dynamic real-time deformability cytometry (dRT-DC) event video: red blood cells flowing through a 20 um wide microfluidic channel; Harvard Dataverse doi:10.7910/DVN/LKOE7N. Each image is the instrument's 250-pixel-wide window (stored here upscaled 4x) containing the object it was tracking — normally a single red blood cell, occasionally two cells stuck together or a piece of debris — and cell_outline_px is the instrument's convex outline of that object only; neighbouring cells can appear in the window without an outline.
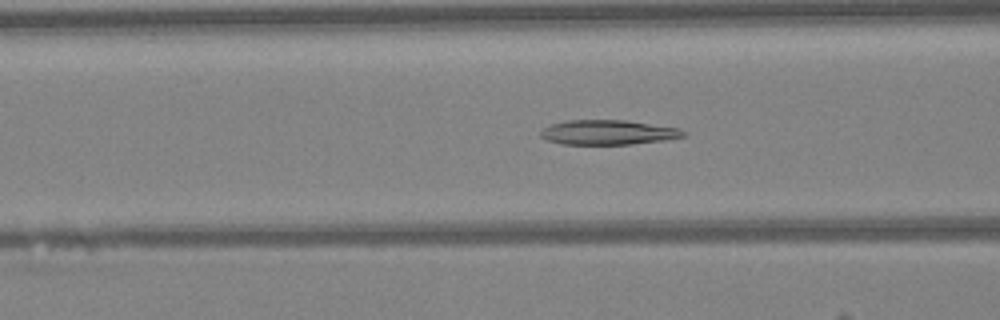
{"species": "Egyptian fruit bat (a non-hibernating species)", "species_latin": "Rousettus aegyptiacus", "temperature_condition": "warm", "stored_images_in_passage": 47, "camera_frame_rate_fps": 3000, "um_per_image_px": 0.085, "animal": {"sex": "female"}, "frame": {"image": 1, "passage_image": 18, "time_ms": 5.667, "image_size_px": [1000, 320], "cell_outline_px": [[688, 132], [684, 136], [664, 140], [632, 144], [560, 144], [548, 140], [540, 136], [540, 132], [544, 128], [552, 124], [568, 120], [624, 120], [680, 128]], "centroid_in_image_um": [51.7, 11.25], "position_along_channel_um": 114.9, "area_um2": 20.46}}
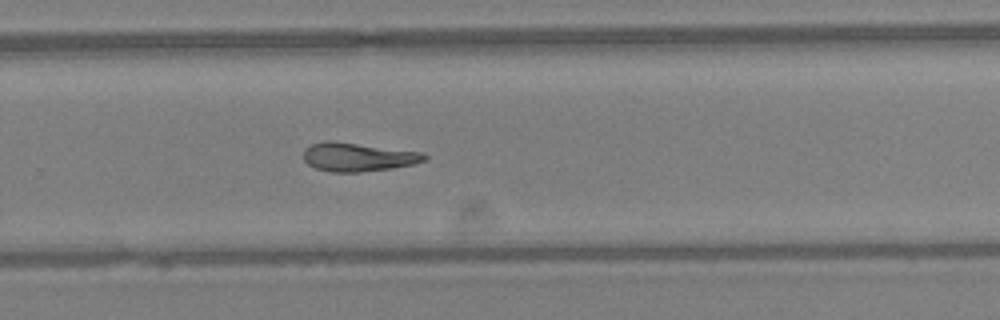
{"frame": {"image": 2, "passage_image": 31, "time_ms": 10.0, "image_size_px": [1000, 320], "cell_outline_px": [[428, 160], [412, 164], [392, 168], [360, 172], [332, 172], [316, 168], [308, 164], [304, 160], [304, 148], [312, 144], [324, 140], [332, 140], [420, 152], [428, 156]], "centroid_in_image_um": [30.4, 13.34], "position_along_channel_um": 299.4, "area_um2": 20.17}}
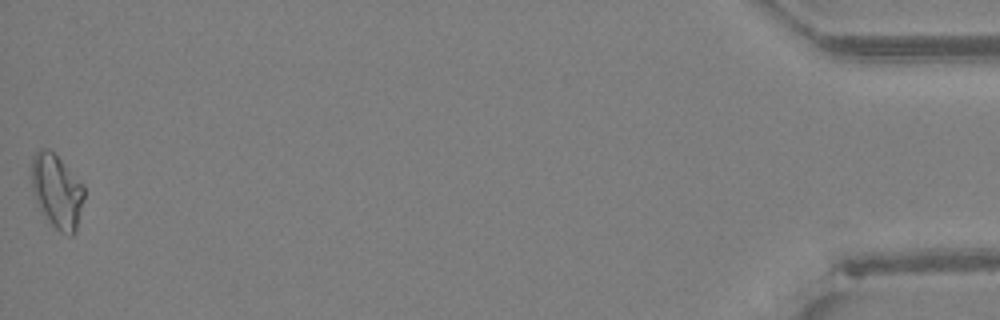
{"frame": {"image": 3, "passage_image": 47, "time_ms": 15.333, "image_size_px": [1000, 320], "cell_outline_px": [[84, 200], [76, 232], [72, 236], [68, 236], [60, 232], [44, 216], [32, 192], [32, 156], [40, 148], [48, 148], [84, 184]], "centroid_in_image_um": [4.86, 16.28], "position_along_channel_um": 430.3, "area_um2": 22.66}}